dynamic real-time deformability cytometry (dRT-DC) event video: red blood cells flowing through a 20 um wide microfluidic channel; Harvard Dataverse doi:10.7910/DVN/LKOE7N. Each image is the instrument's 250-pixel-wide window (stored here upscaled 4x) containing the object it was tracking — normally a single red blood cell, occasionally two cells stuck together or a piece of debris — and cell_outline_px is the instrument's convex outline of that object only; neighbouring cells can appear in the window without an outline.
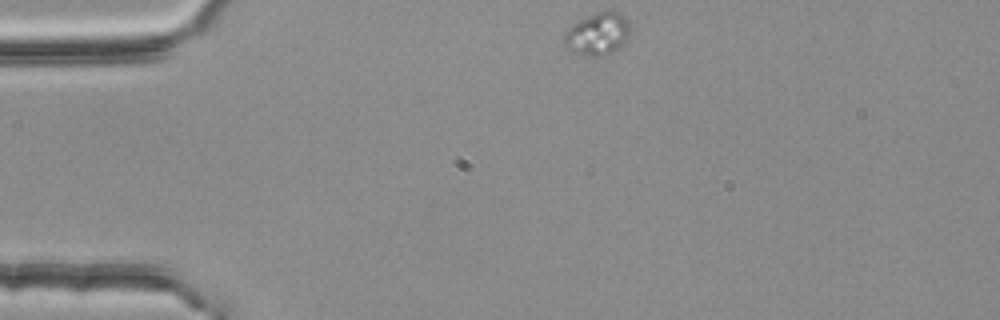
{"species": "common noctule bat (a hibernating species)", "species_latin": "Nyctalus noctula", "temperature_condition": "room temperature", "stored_images_in_passage": 1, "camera_frame_rate_fps": 3000, "um_per_image_px": 0.085, "animal": {"sex": "female", "body_mass_g": 25.1}, "frame": {"image": 1, "passage_image": 1, "time_ms": 0.0, "image_size_px": [1000, 320], "cell_outline_px": [[632, 28], [624, 44], [600, 56], [584, 56], [568, 48], [564, 44], [564, 32], [572, 24], [596, 12], [620, 12], [628, 20]], "centroid_in_image_um": [50.81, 2.87], "position_along_channel_um": 34.2, "area_um2": 16.13}}